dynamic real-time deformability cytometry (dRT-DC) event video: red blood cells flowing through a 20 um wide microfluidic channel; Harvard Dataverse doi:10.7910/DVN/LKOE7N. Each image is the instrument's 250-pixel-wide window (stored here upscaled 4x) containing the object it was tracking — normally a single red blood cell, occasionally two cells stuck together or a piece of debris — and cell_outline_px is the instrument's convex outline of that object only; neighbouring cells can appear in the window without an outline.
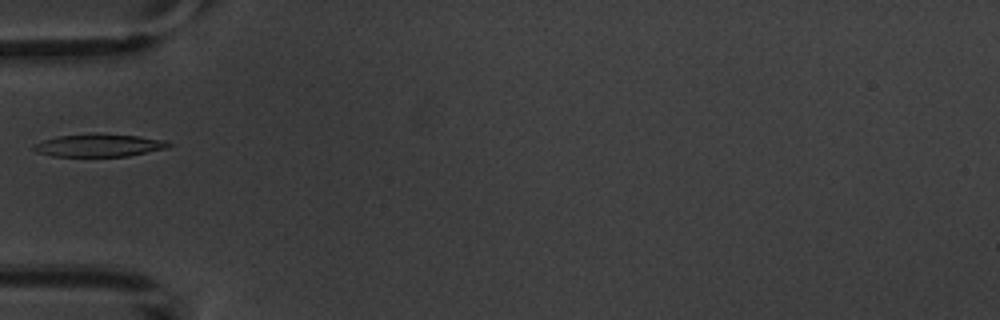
{"species": "common noctule bat (a hibernating species)", "species_latin": "Nyctalus noctula", "temperature_condition": "warm", "stored_images_in_passage": 6, "camera_frame_rate_fps": 3000, "um_per_image_px": 0.085, "animal": {"sex": "male", "body_mass_g": 20.1, "forearm_length_mm": 53.5}, "frame": {"image": 1, "passage_image": 5, "time_ms": 5.667, "image_size_px": [1000, 320], "cell_outline_px": [[172, 144], [168, 148], [128, 156], [52, 156], [36, 152], [32, 148], [32, 144], [56, 136], [92, 132], [96, 132], [136, 136], [164, 140]], "centroid_in_image_um": [8.37, 12.34], "position_along_channel_um": 76.6, "area_um2": 18.15}}